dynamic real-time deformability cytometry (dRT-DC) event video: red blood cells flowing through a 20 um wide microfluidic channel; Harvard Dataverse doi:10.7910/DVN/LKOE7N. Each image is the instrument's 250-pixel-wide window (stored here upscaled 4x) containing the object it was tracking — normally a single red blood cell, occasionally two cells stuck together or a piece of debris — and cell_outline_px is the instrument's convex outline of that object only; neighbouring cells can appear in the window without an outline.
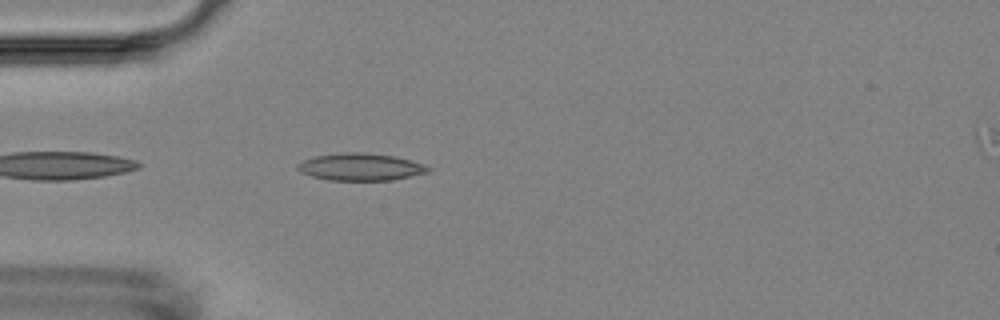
{"species": "Egyptian fruit bat (a non-hibernating species)", "species_latin": "Rousettus aegyptiacus", "temperature_condition": "room temperature", "stored_images_in_passage": 5, "camera_frame_rate_fps": 3000, "um_per_image_px": 0.085, "animal": {"sex": "female"}, "frame": {"image": 1, "passage_image": 5, "time_ms": 4.667, "image_size_px": [1000, 320], "cell_outline_px": [[432, 168], [428, 172], [392, 180], [328, 180], [312, 176], [300, 172], [296, 168], [296, 164], [304, 160], [316, 156], [344, 152], [360, 152], [392, 156], [424, 164]], "centroid_in_image_um": [30.62, 14.19], "position_along_channel_um": 54.4, "area_um2": 20.52}}